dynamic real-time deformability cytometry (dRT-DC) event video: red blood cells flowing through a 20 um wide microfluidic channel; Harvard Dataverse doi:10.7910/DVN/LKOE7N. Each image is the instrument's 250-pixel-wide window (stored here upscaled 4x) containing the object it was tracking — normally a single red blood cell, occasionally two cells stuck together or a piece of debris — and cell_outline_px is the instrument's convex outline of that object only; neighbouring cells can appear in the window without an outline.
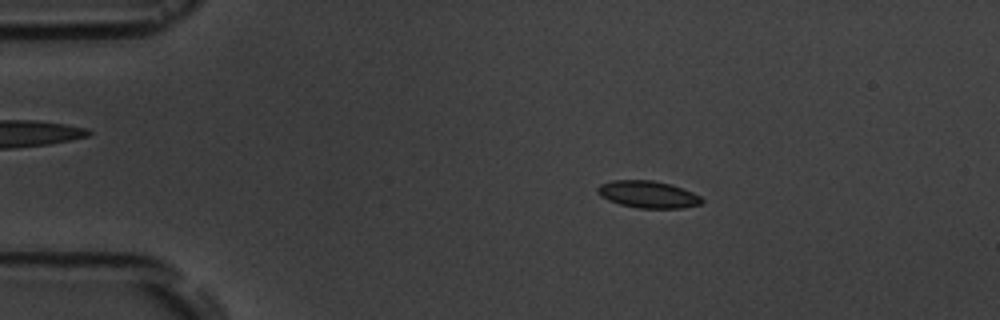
{"species": "common noctule bat (a hibernating species)", "species_latin": "Nyctalus noctula", "temperature_condition": "room temperature", "stored_images_in_passage": 4, "camera_frame_rate_fps": 3000, "um_per_image_px": 0.085, "animal": {"sex": "male", "body_mass_g": 19.5, "forearm_length_mm": 54.6}, "frame": {"image": 1, "passage_image": 1, "time_ms": 0.0, "image_size_px": [1000, 320], "cell_outline_px": [[704, 200], [700, 204], [680, 208], [640, 208], [620, 204], [608, 200], [600, 196], [596, 192], [596, 188], [600, 184], [612, 180], [652, 180], [668, 184], [692, 192], [700, 196]], "centroid_in_image_um": [55.03, 16.52], "position_along_channel_um": 30.0, "area_um2": 16.3}}
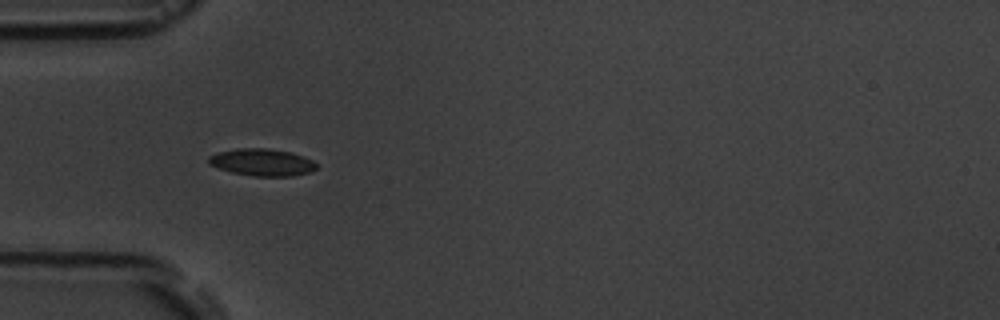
{"frame": {"image": 2, "passage_image": 3, "time_ms": 2.333, "image_size_px": [1000, 320], "cell_outline_px": [[316, 168], [312, 172], [292, 176], [252, 176], [232, 172], [208, 164], [208, 156], [216, 152], [236, 148], [268, 148], [288, 152], [312, 160], [316, 164]], "centroid_in_image_um": [22.23, 13.79], "position_along_channel_um": 62.8, "area_um2": 16.99}}
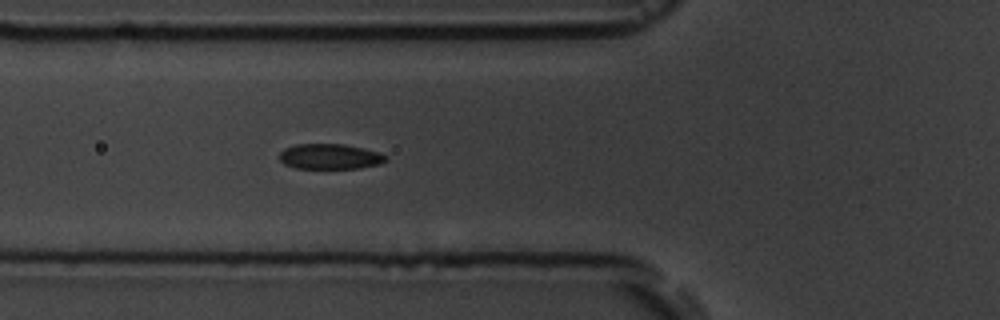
{"frame": {"image": 3, "passage_image": 4, "time_ms": 3.333, "image_size_px": [1000, 320], "cell_outline_px": [[388, 160], [380, 164], [360, 168], [296, 168], [284, 164], [280, 160], [280, 152], [284, 148], [296, 144], [344, 144], [364, 148], [380, 152], [388, 156]], "centroid_in_image_um": [28.08, 13.3], "position_along_channel_um": 97.7, "area_um2": 15.84}}